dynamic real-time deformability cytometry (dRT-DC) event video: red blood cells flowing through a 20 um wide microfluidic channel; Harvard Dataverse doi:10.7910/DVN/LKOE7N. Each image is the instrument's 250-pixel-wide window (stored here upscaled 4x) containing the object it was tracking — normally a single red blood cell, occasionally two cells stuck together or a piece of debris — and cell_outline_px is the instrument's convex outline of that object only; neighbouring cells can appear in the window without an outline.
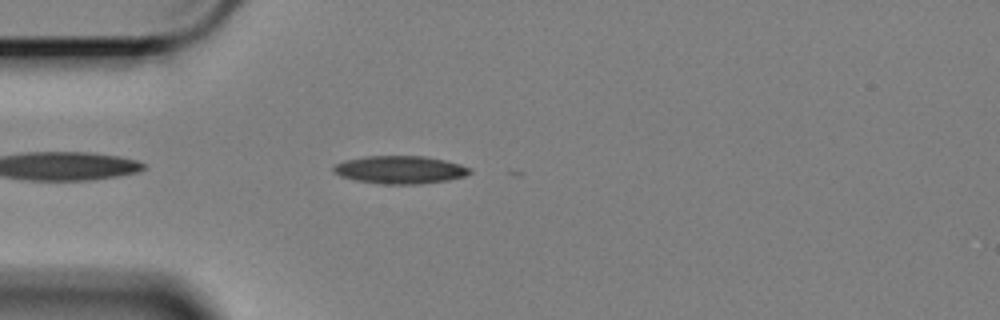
{"species": "Egyptian fruit bat (a non-hibernating species)", "species_latin": "Rousettus aegyptiacus", "temperature_condition": "cold", "stored_images_in_passage": 29, "camera_frame_rate_fps": 3000, "um_per_image_px": 0.085, "animal": {"sex": "female"}, "frame": {"image": 1, "passage_image": 3, "time_ms": 0.667, "image_size_px": [1000, 320], "cell_outline_px": [[472, 172], [464, 176], [448, 180], [420, 184], [384, 184], [356, 180], [340, 176], [332, 168], [336, 164], [344, 160], [364, 156], [424, 156], [444, 160], [460, 164], [472, 168]], "centroid_in_image_um": [34.03, 14.42], "position_along_channel_um": 51.0, "area_um2": 22.08}}
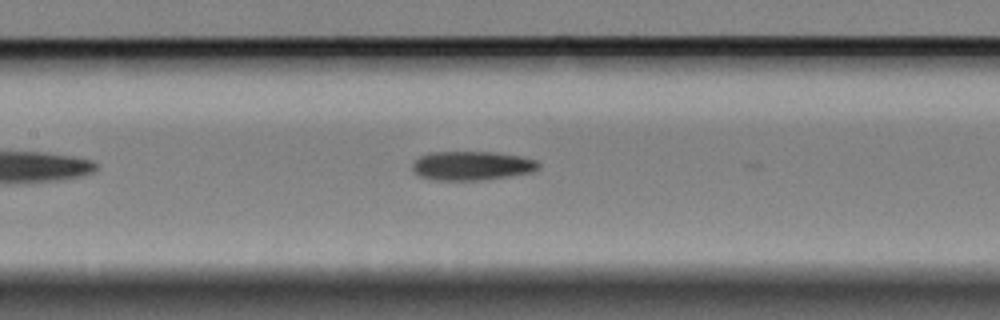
{"frame": {"image": 2, "passage_image": 14, "time_ms": 4.333, "image_size_px": [1000, 320], "cell_outline_px": [[540, 168], [532, 172], [508, 176], [480, 180], [432, 180], [420, 176], [412, 168], [412, 164], [420, 156], [428, 152], [492, 152], [520, 156], [536, 160], [540, 164]], "centroid_in_image_um": [40.11, 14.08], "position_along_channel_um": 167.3, "area_um2": 21.27}}
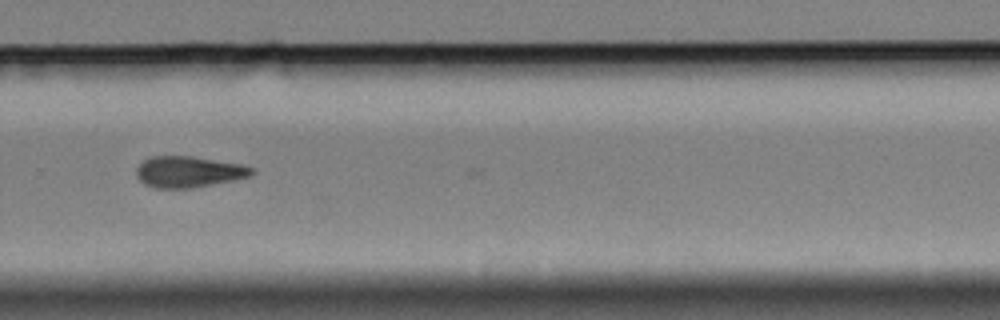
{"frame": {"image": 3, "passage_image": 27, "time_ms": 8.667, "image_size_px": [1000, 320], "cell_outline_px": [[256, 172], [252, 176], [236, 180], [192, 188], [152, 188], [144, 184], [136, 176], [136, 168], [144, 160], [152, 156], [192, 156], [240, 164], [252, 168]], "centroid_in_image_um": [16.04, 14.61], "position_along_channel_um": 313.8, "area_um2": 21.1}}